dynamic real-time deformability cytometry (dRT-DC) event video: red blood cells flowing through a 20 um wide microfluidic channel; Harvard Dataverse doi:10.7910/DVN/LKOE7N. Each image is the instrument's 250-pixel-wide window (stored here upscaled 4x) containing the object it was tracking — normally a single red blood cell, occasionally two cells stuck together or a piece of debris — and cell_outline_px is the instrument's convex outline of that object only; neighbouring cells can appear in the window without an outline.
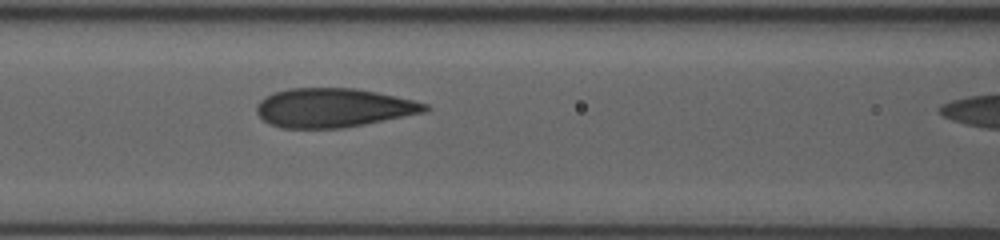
{"species": "human", "species_latin": "Homo sapiens", "temperature_condition": "room temperature", "stored_images_in_passage": 9, "camera_frame_rate_fps": 3000, "um_per_image_px": 0.085, "donor": {"sex": "female"}, "frame": {"image": 1, "passage_image": 7, "time_ms": 4.0, "image_size_px": [1000, 240], "cell_outline_px": [[432, 108], [424, 112], [364, 124], [340, 128], [280, 128], [264, 120], [256, 112], [256, 104], [264, 96], [272, 92], [288, 88], [352, 88], [376, 92], [412, 100], [428, 104]], "centroid_in_image_um": [28.29, 9.15], "position_along_channel_um": 138.3, "area_um2": 38.15}}
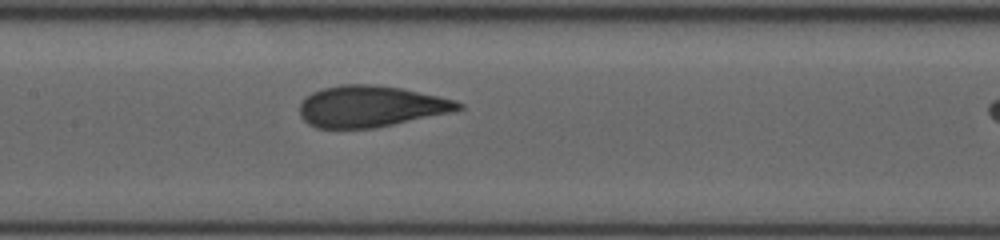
{"frame": {"image": 2, "passage_image": 9, "time_ms": 5.0, "image_size_px": [1000, 240], "cell_outline_px": [[464, 108], [452, 112], [372, 128], [316, 128], [308, 124], [300, 116], [300, 104], [304, 96], [312, 92], [324, 88], [340, 84], [372, 84], [400, 88], [436, 96], [452, 100], [464, 104]], "centroid_in_image_um": [31.45, 9.04], "position_along_channel_um": 175.9, "area_um2": 37.92}}